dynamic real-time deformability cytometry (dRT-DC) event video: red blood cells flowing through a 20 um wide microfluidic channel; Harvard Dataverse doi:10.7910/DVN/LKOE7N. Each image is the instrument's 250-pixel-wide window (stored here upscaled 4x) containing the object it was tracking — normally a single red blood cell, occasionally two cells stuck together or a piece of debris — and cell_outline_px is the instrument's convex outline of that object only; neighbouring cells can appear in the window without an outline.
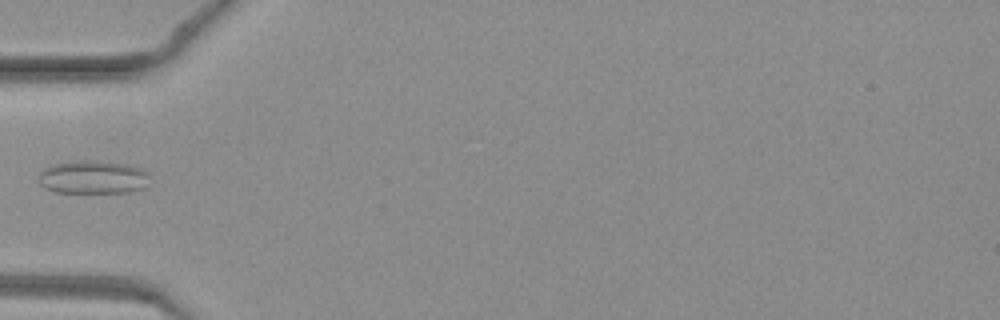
{"species": "common noctule bat (a hibernating species)", "species_latin": "Nyctalus noctula", "temperature_condition": "warm", "stored_images_in_passage": 3, "camera_frame_rate_fps": 3000, "um_per_image_px": 0.085, "animal": {"sex": "female", "body_mass_g": 19.3, "forearm_length_mm": 54.1}, "frame": {"image": 1, "passage_image": 1, "time_ms": 0.0, "image_size_px": [1000, 320], "cell_outline_px": [[148, 172], [144, 188], [128, 192], [56, 192], [44, 188], [36, 180], [40, 168], [52, 164], [76, 160], [96, 160], [128, 164], [140, 168]], "centroid_in_image_um": [7.8, 15.04], "position_along_channel_um": 77.2, "area_um2": 21.85}}